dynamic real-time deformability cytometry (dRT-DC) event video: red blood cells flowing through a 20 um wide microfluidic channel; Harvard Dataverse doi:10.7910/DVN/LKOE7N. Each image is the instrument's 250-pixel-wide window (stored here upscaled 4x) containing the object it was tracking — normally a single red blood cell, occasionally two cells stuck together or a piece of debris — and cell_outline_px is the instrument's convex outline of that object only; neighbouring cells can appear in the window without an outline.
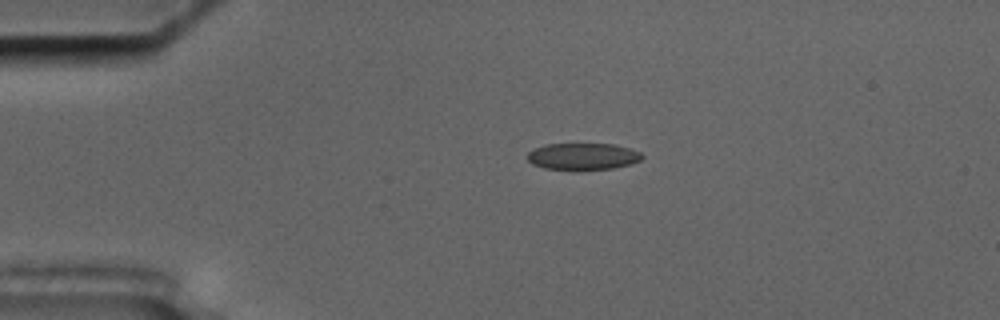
{"species": "common noctule bat (a hibernating species)", "species_latin": "Nyctalus noctula", "temperature_condition": "cold", "stored_images_in_passage": 45, "camera_frame_rate_fps": 3000, "um_per_image_px": 0.085, "animal": {"sex": "male", "body_mass_g": 17.5, "forearm_length_mm": 52.3}, "frame": {"image": 1, "passage_image": 1, "time_ms": 0.0, "image_size_px": [1000, 320], "cell_outline_px": [[644, 156], [640, 160], [632, 164], [612, 168], [576, 172], [572, 172], [544, 168], [532, 164], [528, 160], [528, 152], [532, 148], [544, 144], [616, 144], [632, 148], [640, 152]], "centroid_in_image_um": [49.53, 13.32], "position_along_channel_um": 35.5, "area_um2": 18.67}}
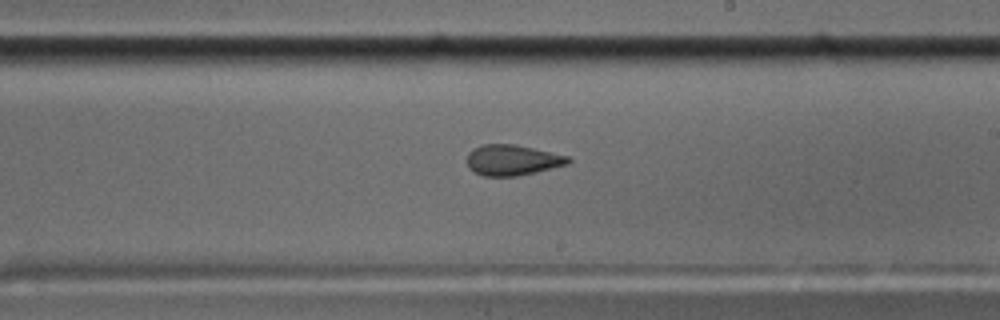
{"frame": {"image": 2, "passage_image": 22, "time_ms": 7.0, "image_size_px": [1000, 320], "cell_outline_px": [[572, 160], [568, 164], [536, 172], [516, 176], [484, 176], [468, 168], [468, 152], [472, 148], [480, 144], [516, 144], [568, 156]], "centroid_in_image_um": [43.54, 13.6], "position_along_channel_um": 245.5, "area_um2": 18.09}}
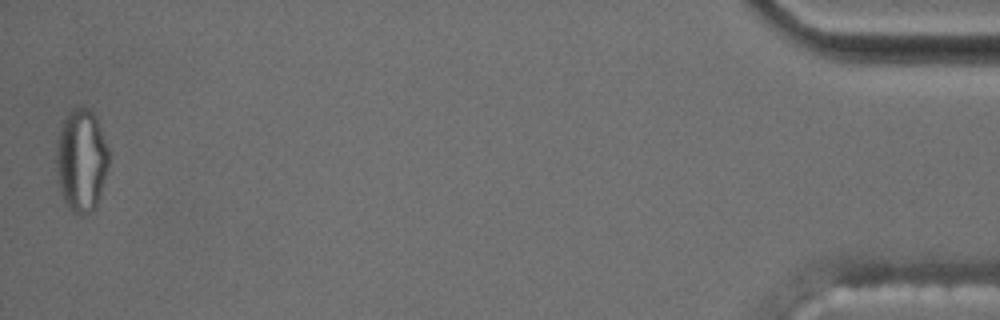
{"frame": {"image": 3, "passage_image": 45, "time_ms": 14.667, "image_size_px": [1000, 320], "cell_outline_px": [[108, 164], [96, 208], [92, 212], [84, 216], [80, 216], [72, 212], [68, 208], [64, 200], [60, 188], [56, 168], [56, 152], [60, 128], [68, 112], [76, 104], [84, 104], [96, 116], [108, 148]], "centroid_in_image_um": [6.91, 13.61], "position_along_channel_um": 428.3, "area_um2": 31.67}, "authors_computed_cell_mechanics": {"area_um2": 19.074, "velocity_mm_per_s": 3.5595, "shape_relaxation_time_tau1_ms": null, "shape_relaxation_time_tau2_ms": 2.3863, "deformation_change_tau1": null, "deformation_change_tau2": 0.0797}}